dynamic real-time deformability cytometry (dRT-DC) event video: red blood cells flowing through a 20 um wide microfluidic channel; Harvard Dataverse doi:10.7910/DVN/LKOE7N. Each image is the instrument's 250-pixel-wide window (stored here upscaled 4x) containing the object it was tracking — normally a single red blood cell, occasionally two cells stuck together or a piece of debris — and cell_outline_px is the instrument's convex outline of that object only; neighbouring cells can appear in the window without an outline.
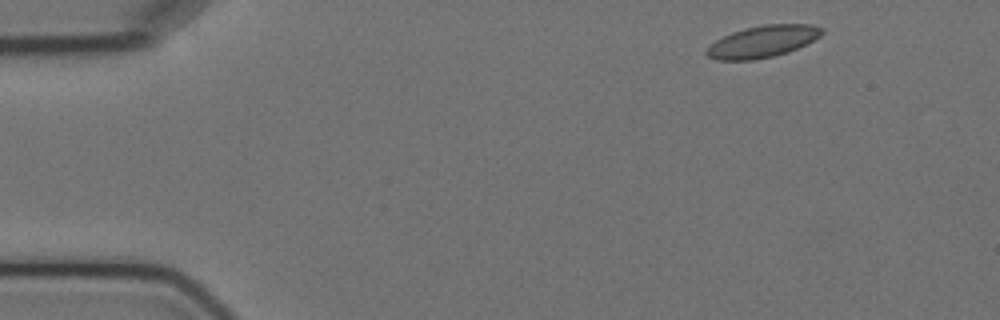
{"species": "Egyptian fruit bat (a non-hibernating species)", "species_latin": "Rousettus aegyptiacus", "temperature_condition": "cold", "stored_images_in_passage": 4, "camera_frame_rate_fps": 3000, "um_per_image_px": 0.085, "animal": {"sex": "female"}, "frame": {"image": 1, "passage_image": 1, "time_ms": 0.0, "image_size_px": [1000, 320], "cell_outline_px": [[824, 32], [820, 36], [788, 52], [772, 56], [752, 60], [716, 60], [708, 56], [704, 52], [716, 40], [732, 32], [744, 28], [764, 24], [812, 24], [824, 28]], "centroid_in_image_um": [64.83, 3.52], "position_along_channel_um": 20.2, "area_um2": 21.21}}
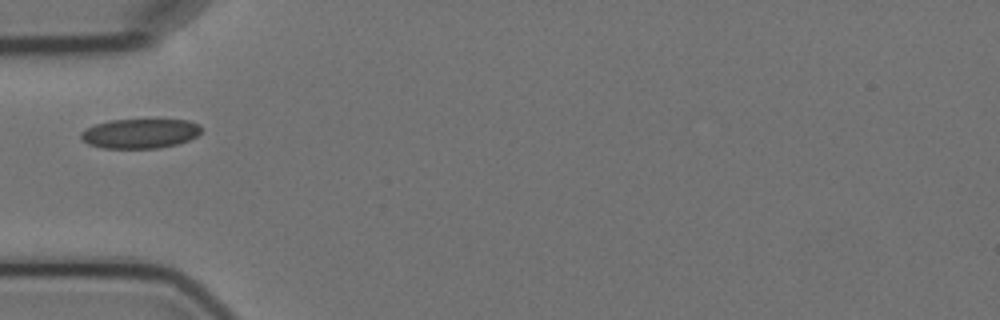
{"frame": {"image": 2, "passage_image": 4, "time_ms": 4.0, "image_size_px": [1000, 320], "cell_outline_px": [[200, 132], [196, 136], [188, 140], [176, 144], [160, 148], [104, 148], [88, 144], [80, 140], [80, 132], [96, 124], [108, 120], [188, 120], [200, 124]], "centroid_in_image_um": [11.87, 11.35], "position_along_channel_um": 73.1, "area_um2": 20.69}}